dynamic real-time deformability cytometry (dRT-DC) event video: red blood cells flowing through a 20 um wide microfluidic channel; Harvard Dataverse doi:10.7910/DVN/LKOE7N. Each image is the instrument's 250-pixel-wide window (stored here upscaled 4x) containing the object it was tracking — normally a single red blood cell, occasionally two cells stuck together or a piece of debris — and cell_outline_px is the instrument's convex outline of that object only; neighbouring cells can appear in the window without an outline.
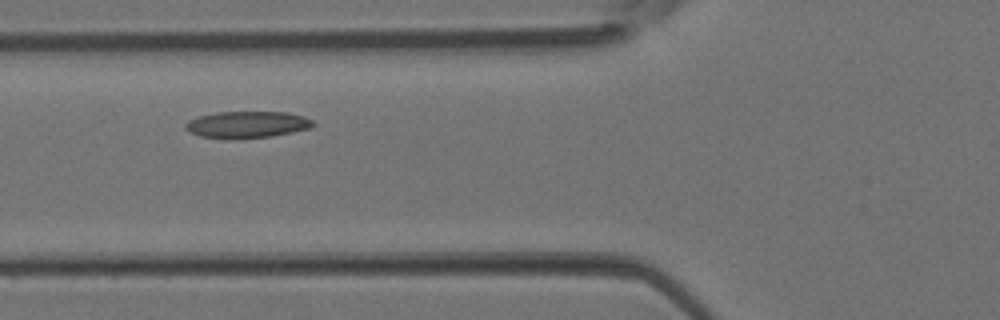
{"species": "Egyptian fruit bat (a non-hibernating species)", "species_latin": "Rousettus aegyptiacus", "temperature_condition": "room temperature", "stored_images_in_passage": 3, "camera_frame_rate_fps": 3000, "um_per_image_px": 0.085, "animal": {"sex": "female"}, "frame": {"image": 1, "passage_image": 3, "time_ms": 0.667, "image_size_px": [1000, 320], "cell_outline_px": [[316, 124], [308, 128], [292, 132], [272, 136], [236, 140], [200, 136], [188, 132], [184, 128], [184, 124], [188, 120], [200, 116], [216, 112], [284, 112], [304, 116], [312, 120]], "centroid_in_image_um": [20.96, 10.6], "position_along_channel_um": 104.8, "area_um2": 20.06}}